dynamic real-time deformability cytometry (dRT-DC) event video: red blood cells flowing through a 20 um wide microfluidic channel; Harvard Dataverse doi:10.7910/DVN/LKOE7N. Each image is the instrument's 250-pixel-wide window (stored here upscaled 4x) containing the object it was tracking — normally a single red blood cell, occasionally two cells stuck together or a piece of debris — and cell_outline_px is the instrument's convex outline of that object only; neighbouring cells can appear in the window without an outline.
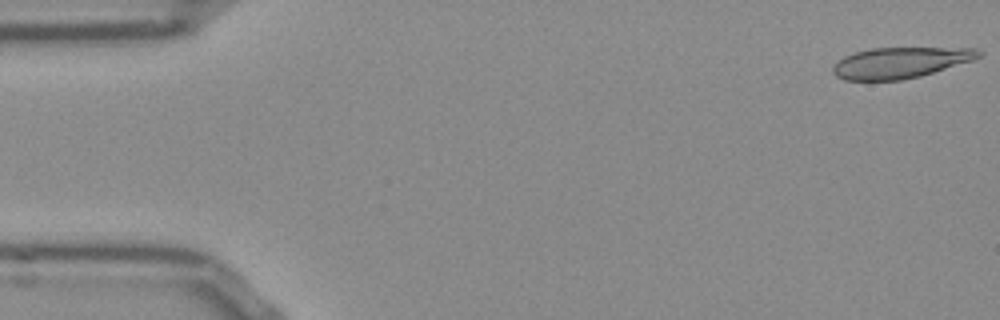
{"species": "Egyptian fruit bat (a non-hibernating species)", "species_latin": "Rousettus aegyptiacus", "temperature_condition": "room temperature", "stored_images_in_passage": 52, "camera_frame_rate_fps": 3000, "um_per_image_px": 0.085, "frame": {"image": 1, "passage_image": 1, "time_ms": 0.0, "image_size_px": [1000, 320], "cell_outline_px": [[984, 52], [980, 56], [972, 60], [920, 76], [900, 80], [844, 80], [836, 76], [832, 72], [832, 68], [844, 56], [856, 52], [872, 48], [976, 48]], "centroid_in_image_um": [76.52, 5.32], "position_along_channel_um": 8.5, "area_um2": 25.95}}
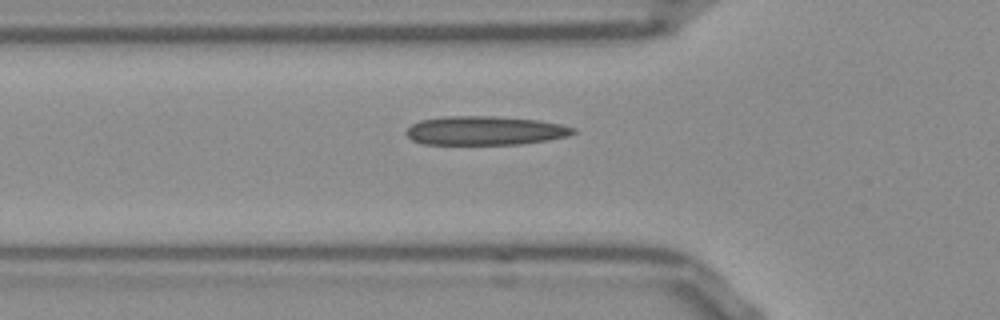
{"frame": {"image": 2, "passage_image": 17, "time_ms": 5.333, "image_size_px": [1000, 320], "cell_outline_px": [[576, 132], [568, 136], [548, 140], [520, 144], [424, 144], [412, 140], [404, 132], [412, 124], [420, 120], [444, 116], [492, 116], [540, 120], [560, 124], [576, 128]], "centroid_in_image_um": [41.23, 11.1], "position_along_channel_um": 84.6, "area_um2": 28.21}}
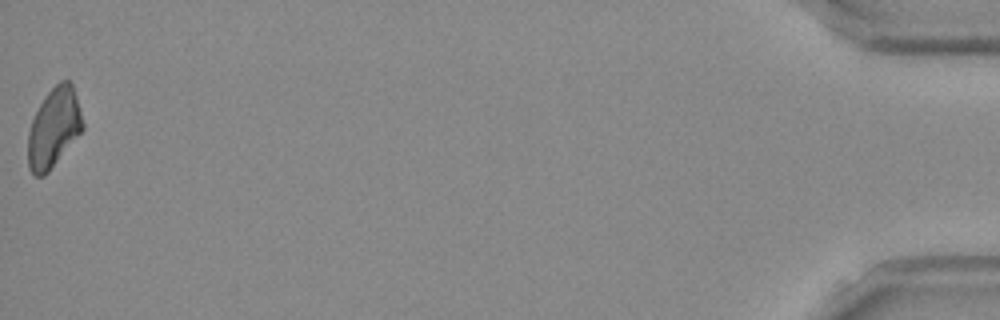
{"frame": {"image": 3, "passage_image": 52, "time_ms": 17.0, "image_size_px": [1000, 320], "cell_outline_px": [[84, 128], [48, 172], [44, 176], [36, 176], [28, 168], [28, 132], [32, 120], [44, 96], [60, 80], [68, 80], [72, 84], [80, 108], [84, 124]], "centroid_in_image_um": [4.57, 10.86], "position_along_channel_um": 430.6, "area_um2": 25.09}}